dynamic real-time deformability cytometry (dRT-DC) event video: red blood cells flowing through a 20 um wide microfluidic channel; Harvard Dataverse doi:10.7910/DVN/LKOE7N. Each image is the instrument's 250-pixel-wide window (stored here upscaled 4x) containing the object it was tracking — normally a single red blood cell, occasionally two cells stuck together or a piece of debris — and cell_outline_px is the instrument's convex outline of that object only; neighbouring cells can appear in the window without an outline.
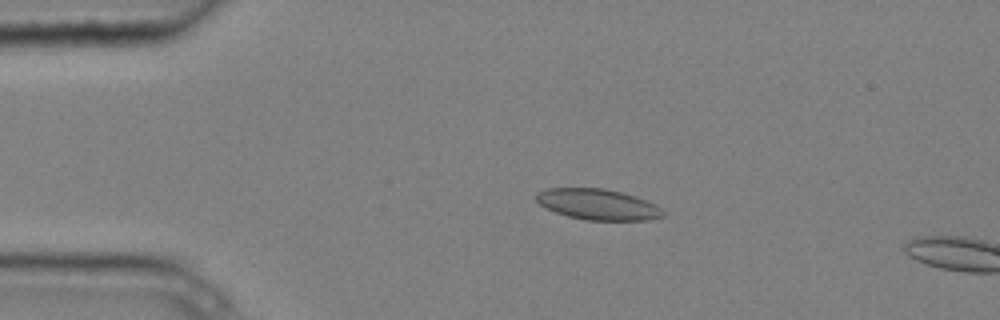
{"species": "common noctule bat (a hibernating species)", "species_latin": "Nyctalus noctula", "temperature_condition": "cold", "stored_images_in_passage": 4, "camera_frame_rate_fps": 3000, "um_per_image_px": 0.085, "animal": {"sex": "male", "body_mass_g": 20.4}, "frame": {"image": 1, "passage_image": 3, "time_ms": 0.667, "image_size_px": [1000, 320], "cell_outline_px": [[668, 216], [648, 220], [584, 220], [568, 216], [556, 212], [540, 204], [536, 200], [536, 192], [548, 188], [604, 188], [620, 192], [656, 204]], "centroid_in_image_um": [50.83, 17.38], "position_along_channel_um": 34.2, "area_um2": 22.66}}